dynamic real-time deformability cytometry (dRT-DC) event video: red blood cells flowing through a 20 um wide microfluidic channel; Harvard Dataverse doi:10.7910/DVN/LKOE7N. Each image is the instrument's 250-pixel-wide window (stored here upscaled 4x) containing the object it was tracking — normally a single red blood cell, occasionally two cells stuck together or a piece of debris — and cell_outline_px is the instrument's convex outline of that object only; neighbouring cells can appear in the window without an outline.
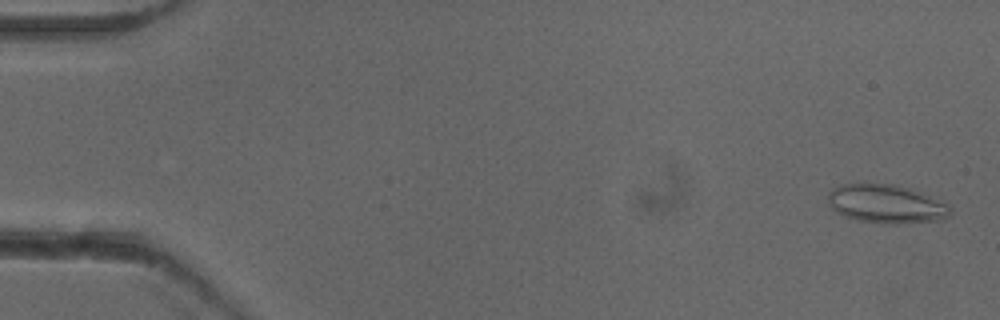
{"species": "common noctule bat (a hibernating species)", "species_latin": "Nyctalus noctula", "temperature_condition": "cold", "stored_images_in_passage": 53, "camera_frame_rate_fps": 3000, "um_per_image_px": 0.085, "animal": {"sex": "female"}, "frame": {"image": 1, "passage_image": 2, "time_ms": 0.333, "image_size_px": [1000, 320], "cell_outline_px": [[952, 212], [948, 216], [940, 220], [896, 224], [880, 224], [856, 220], [844, 216], [836, 212], [832, 208], [828, 200], [828, 192], [832, 188], [840, 184], [892, 184], [908, 188], [920, 192], [948, 204]], "centroid_in_image_um": [75.3, 17.35], "position_along_channel_um": 9.7, "area_um2": 27.57}}
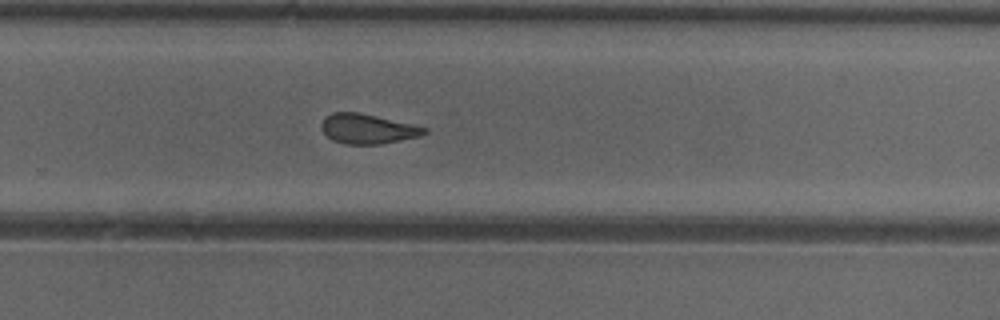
{"frame": {"image": 2, "passage_image": 35, "time_ms": 11.333, "image_size_px": [1000, 320], "cell_outline_px": [[428, 132], [420, 136], [380, 144], [344, 144], [332, 140], [320, 128], [320, 124], [324, 116], [332, 112], [360, 112], [428, 128]], "centroid_in_image_um": [31.21, 10.94], "position_along_channel_um": 298.6, "area_um2": 17.92}}
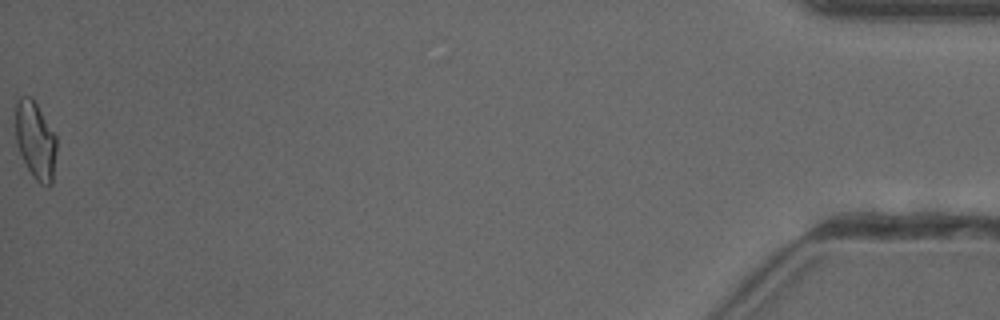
{"frame": {"image": 3, "passage_image": 53, "time_ms": 17.333, "image_size_px": [1000, 320], "cell_outline_px": [[56, 152], [52, 184], [48, 188], [40, 184], [32, 176], [16, 144], [16, 104], [20, 96], [32, 96], [56, 136]], "centroid_in_image_um": [3.02, 11.95], "position_along_channel_um": 432.2, "area_um2": 18.55}, "authors_computed_cell_mechanics": {"area_um2": 18.8428, "velocity_mm_per_s": 3.9344, "shape_relaxation_time_tau1_ms": null, "shape_relaxation_time_tau2_ms": 2.0535, "deformation_change_tau1": null, "deformation_change_tau2": 0.1026}}